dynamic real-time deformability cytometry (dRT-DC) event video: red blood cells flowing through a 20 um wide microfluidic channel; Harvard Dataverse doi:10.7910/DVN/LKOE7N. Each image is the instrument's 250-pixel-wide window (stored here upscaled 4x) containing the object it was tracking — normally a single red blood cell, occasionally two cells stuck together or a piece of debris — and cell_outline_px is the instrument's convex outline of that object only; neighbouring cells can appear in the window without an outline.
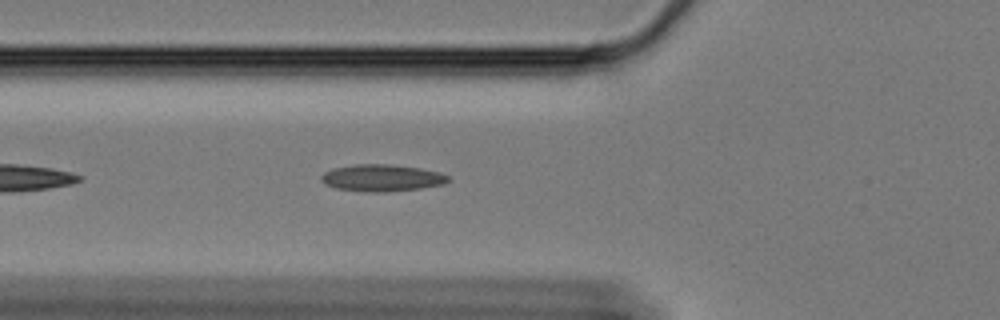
{"species": "Egyptian fruit bat (a non-hibernating species)", "species_latin": "Rousettus aegyptiacus", "temperature_condition": "cold", "stored_images_in_passage": 32, "camera_frame_rate_fps": 3000, "um_per_image_px": 0.085, "animal": {"sex": "female"}, "frame": {"image": 1, "passage_image": 5, "time_ms": 1.333, "image_size_px": [1000, 320], "cell_outline_px": [[452, 180], [444, 184], [420, 188], [388, 192], [368, 192], [336, 188], [324, 184], [320, 180], [320, 176], [324, 172], [332, 168], [356, 164], [388, 164], [420, 168], [440, 172], [448, 176]], "centroid_in_image_um": [32.45, 15.12], "position_along_channel_um": 93.3, "area_um2": 20.06}}
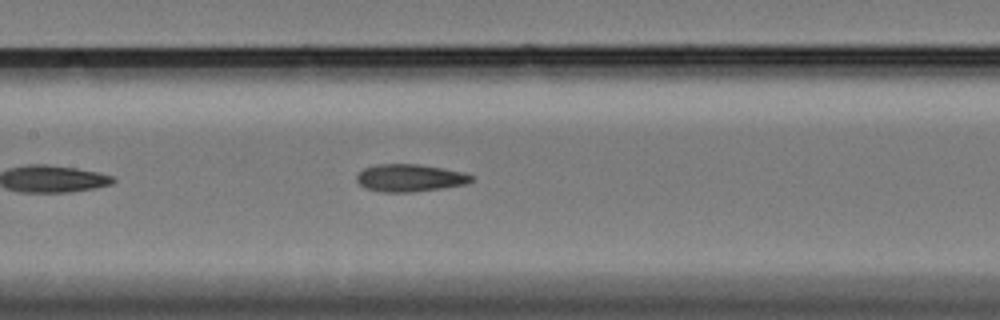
{"frame": {"image": 2, "passage_image": 12, "time_ms": 3.667, "image_size_px": [1000, 320], "cell_outline_px": [[472, 180], [464, 184], [440, 188], [408, 192], [384, 192], [368, 188], [360, 184], [356, 180], [356, 176], [364, 168], [376, 164], [420, 164], [444, 168], [464, 172], [472, 176]], "centroid_in_image_um": [34.83, 15.1], "position_along_channel_um": 172.6, "area_um2": 18.09}, "authors_computed_cell_mechanics": {"area_um2": 18.2359, "velocity_mm_per_s": 3.377, "shape_relaxation_time_tau1_ms": null, "shape_relaxation_time_tau2_ms": 5.0359, "deformation_change_tau1": null, "deformation_change_tau2": 0.1162}}